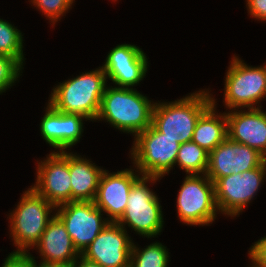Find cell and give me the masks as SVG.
Returning <instances> with one entry per match:
<instances>
[{
  "label": "cell",
  "mask_w": 266,
  "mask_h": 267,
  "mask_svg": "<svg viewBox=\"0 0 266 267\" xmlns=\"http://www.w3.org/2000/svg\"><path fill=\"white\" fill-rule=\"evenodd\" d=\"M107 82L102 66L82 72L54 86L47 103L59 112L80 114L96 122Z\"/></svg>",
  "instance_id": "cell-2"
},
{
  "label": "cell",
  "mask_w": 266,
  "mask_h": 267,
  "mask_svg": "<svg viewBox=\"0 0 266 267\" xmlns=\"http://www.w3.org/2000/svg\"><path fill=\"white\" fill-rule=\"evenodd\" d=\"M38 11L42 12V15L46 17L49 22L52 23V27L55 23L61 20L62 16H66V13L72 9V5L75 0H29Z\"/></svg>",
  "instance_id": "cell-25"
},
{
  "label": "cell",
  "mask_w": 266,
  "mask_h": 267,
  "mask_svg": "<svg viewBox=\"0 0 266 267\" xmlns=\"http://www.w3.org/2000/svg\"><path fill=\"white\" fill-rule=\"evenodd\" d=\"M129 155L141 175L163 178L175 166L180 143L158 132L152 125L134 139Z\"/></svg>",
  "instance_id": "cell-7"
},
{
  "label": "cell",
  "mask_w": 266,
  "mask_h": 267,
  "mask_svg": "<svg viewBox=\"0 0 266 267\" xmlns=\"http://www.w3.org/2000/svg\"><path fill=\"white\" fill-rule=\"evenodd\" d=\"M251 262H252V263H251L250 265H252V266L249 265V267H260V266H258L254 261L251 260Z\"/></svg>",
  "instance_id": "cell-31"
},
{
  "label": "cell",
  "mask_w": 266,
  "mask_h": 267,
  "mask_svg": "<svg viewBox=\"0 0 266 267\" xmlns=\"http://www.w3.org/2000/svg\"><path fill=\"white\" fill-rule=\"evenodd\" d=\"M227 138L256 149L266 158V111L235 109L225 111Z\"/></svg>",
  "instance_id": "cell-17"
},
{
  "label": "cell",
  "mask_w": 266,
  "mask_h": 267,
  "mask_svg": "<svg viewBox=\"0 0 266 267\" xmlns=\"http://www.w3.org/2000/svg\"><path fill=\"white\" fill-rule=\"evenodd\" d=\"M145 247L140 248L133 242L129 267H169L167 246L155 241Z\"/></svg>",
  "instance_id": "cell-22"
},
{
  "label": "cell",
  "mask_w": 266,
  "mask_h": 267,
  "mask_svg": "<svg viewBox=\"0 0 266 267\" xmlns=\"http://www.w3.org/2000/svg\"><path fill=\"white\" fill-rule=\"evenodd\" d=\"M132 168L112 173L105 169L101 175L93 202L110 222H117L124 214L133 183L141 176Z\"/></svg>",
  "instance_id": "cell-15"
},
{
  "label": "cell",
  "mask_w": 266,
  "mask_h": 267,
  "mask_svg": "<svg viewBox=\"0 0 266 267\" xmlns=\"http://www.w3.org/2000/svg\"><path fill=\"white\" fill-rule=\"evenodd\" d=\"M266 179V160L257 168L218 178L214 182L219 213L238 217L257 195Z\"/></svg>",
  "instance_id": "cell-9"
},
{
  "label": "cell",
  "mask_w": 266,
  "mask_h": 267,
  "mask_svg": "<svg viewBox=\"0 0 266 267\" xmlns=\"http://www.w3.org/2000/svg\"><path fill=\"white\" fill-rule=\"evenodd\" d=\"M133 240L117 222H109L81 254L102 267H129Z\"/></svg>",
  "instance_id": "cell-13"
},
{
  "label": "cell",
  "mask_w": 266,
  "mask_h": 267,
  "mask_svg": "<svg viewBox=\"0 0 266 267\" xmlns=\"http://www.w3.org/2000/svg\"><path fill=\"white\" fill-rule=\"evenodd\" d=\"M249 259L260 267H266V236L254 242L248 250Z\"/></svg>",
  "instance_id": "cell-26"
},
{
  "label": "cell",
  "mask_w": 266,
  "mask_h": 267,
  "mask_svg": "<svg viewBox=\"0 0 266 267\" xmlns=\"http://www.w3.org/2000/svg\"><path fill=\"white\" fill-rule=\"evenodd\" d=\"M31 255L32 259H34V267H73V263H46V262H41L38 263L35 260V257L29 252Z\"/></svg>",
  "instance_id": "cell-30"
},
{
  "label": "cell",
  "mask_w": 266,
  "mask_h": 267,
  "mask_svg": "<svg viewBox=\"0 0 266 267\" xmlns=\"http://www.w3.org/2000/svg\"><path fill=\"white\" fill-rule=\"evenodd\" d=\"M210 92L205 88L174 101H156L152 126L180 144L190 142L199 117L212 105Z\"/></svg>",
  "instance_id": "cell-3"
},
{
  "label": "cell",
  "mask_w": 266,
  "mask_h": 267,
  "mask_svg": "<svg viewBox=\"0 0 266 267\" xmlns=\"http://www.w3.org/2000/svg\"><path fill=\"white\" fill-rule=\"evenodd\" d=\"M161 178L141 175L130 190L126 210L117 221L126 231H135L143 238H155L161 234L164 225L162 206L156 193L149 185L156 184ZM149 185H148V184ZM151 183V184H150ZM128 227H127V226Z\"/></svg>",
  "instance_id": "cell-5"
},
{
  "label": "cell",
  "mask_w": 266,
  "mask_h": 267,
  "mask_svg": "<svg viewBox=\"0 0 266 267\" xmlns=\"http://www.w3.org/2000/svg\"><path fill=\"white\" fill-rule=\"evenodd\" d=\"M265 160L256 149L226 138L209 153L206 175L215 182L218 178L257 168Z\"/></svg>",
  "instance_id": "cell-14"
},
{
  "label": "cell",
  "mask_w": 266,
  "mask_h": 267,
  "mask_svg": "<svg viewBox=\"0 0 266 267\" xmlns=\"http://www.w3.org/2000/svg\"><path fill=\"white\" fill-rule=\"evenodd\" d=\"M73 267H102L100 264L90 261L83 257L81 254L73 262Z\"/></svg>",
  "instance_id": "cell-29"
},
{
  "label": "cell",
  "mask_w": 266,
  "mask_h": 267,
  "mask_svg": "<svg viewBox=\"0 0 266 267\" xmlns=\"http://www.w3.org/2000/svg\"><path fill=\"white\" fill-rule=\"evenodd\" d=\"M104 170L90 159L69 151L71 201H94Z\"/></svg>",
  "instance_id": "cell-19"
},
{
  "label": "cell",
  "mask_w": 266,
  "mask_h": 267,
  "mask_svg": "<svg viewBox=\"0 0 266 267\" xmlns=\"http://www.w3.org/2000/svg\"><path fill=\"white\" fill-rule=\"evenodd\" d=\"M36 165V182L30 187L55 207L71 202L69 151H51Z\"/></svg>",
  "instance_id": "cell-11"
},
{
  "label": "cell",
  "mask_w": 266,
  "mask_h": 267,
  "mask_svg": "<svg viewBox=\"0 0 266 267\" xmlns=\"http://www.w3.org/2000/svg\"><path fill=\"white\" fill-rule=\"evenodd\" d=\"M211 97L212 105L199 117L191 140L208 153L227 138L226 114L217 112V99Z\"/></svg>",
  "instance_id": "cell-20"
},
{
  "label": "cell",
  "mask_w": 266,
  "mask_h": 267,
  "mask_svg": "<svg viewBox=\"0 0 266 267\" xmlns=\"http://www.w3.org/2000/svg\"><path fill=\"white\" fill-rule=\"evenodd\" d=\"M248 15L257 21H266V0H246Z\"/></svg>",
  "instance_id": "cell-28"
},
{
  "label": "cell",
  "mask_w": 266,
  "mask_h": 267,
  "mask_svg": "<svg viewBox=\"0 0 266 267\" xmlns=\"http://www.w3.org/2000/svg\"><path fill=\"white\" fill-rule=\"evenodd\" d=\"M148 63L142 48L124 43L109 51L102 67L107 79L116 87L134 88L145 78Z\"/></svg>",
  "instance_id": "cell-12"
},
{
  "label": "cell",
  "mask_w": 266,
  "mask_h": 267,
  "mask_svg": "<svg viewBox=\"0 0 266 267\" xmlns=\"http://www.w3.org/2000/svg\"><path fill=\"white\" fill-rule=\"evenodd\" d=\"M55 215L63 222L77 251H83L110 222L93 201H71L56 207Z\"/></svg>",
  "instance_id": "cell-10"
},
{
  "label": "cell",
  "mask_w": 266,
  "mask_h": 267,
  "mask_svg": "<svg viewBox=\"0 0 266 267\" xmlns=\"http://www.w3.org/2000/svg\"><path fill=\"white\" fill-rule=\"evenodd\" d=\"M1 267H34V259L29 253L11 252L2 263Z\"/></svg>",
  "instance_id": "cell-27"
},
{
  "label": "cell",
  "mask_w": 266,
  "mask_h": 267,
  "mask_svg": "<svg viewBox=\"0 0 266 267\" xmlns=\"http://www.w3.org/2000/svg\"><path fill=\"white\" fill-rule=\"evenodd\" d=\"M55 213L56 207L45 197L40 196L31 187L25 190L16 208L7 217L10 223L9 237L17 247L13 253H29L39 242Z\"/></svg>",
  "instance_id": "cell-4"
},
{
  "label": "cell",
  "mask_w": 266,
  "mask_h": 267,
  "mask_svg": "<svg viewBox=\"0 0 266 267\" xmlns=\"http://www.w3.org/2000/svg\"><path fill=\"white\" fill-rule=\"evenodd\" d=\"M262 66H263V70H264L265 77H266V62Z\"/></svg>",
  "instance_id": "cell-32"
},
{
  "label": "cell",
  "mask_w": 266,
  "mask_h": 267,
  "mask_svg": "<svg viewBox=\"0 0 266 267\" xmlns=\"http://www.w3.org/2000/svg\"><path fill=\"white\" fill-rule=\"evenodd\" d=\"M46 105L45 114L39 125L40 135L49 146L55 148V152L71 151L83 136V121L89 119L80 114L59 112L49 103Z\"/></svg>",
  "instance_id": "cell-16"
},
{
  "label": "cell",
  "mask_w": 266,
  "mask_h": 267,
  "mask_svg": "<svg viewBox=\"0 0 266 267\" xmlns=\"http://www.w3.org/2000/svg\"><path fill=\"white\" fill-rule=\"evenodd\" d=\"M155 102L136 88L106 86L96 121H105L135 138L152 125Z\"/></svg>",
  "instance_id": "cell-1"
},
{
  "label": "cell",
  "mask_w": 266,
  "mask_h": 267,
  "mask_svg": "<svg viewBox=\"0 0 266 267\" xmlns=\"http://www.w3.org/2000/svg\"><path fill=\"white\" fill-rule=\"evenodd\" d=\"M23 35L14 24L0 18V54L18 59L24 65Z\"/></svg>",
  "instance_id": "cell-23"
},
{
  "label": "cell",
  "mask_w": 266,
  "mask_h": 267,
  "mask_svg": "<svg viewBox=\"0 0 266 267\" xmlns=\"http://www.w3.org/2000/svg\"><path fill=\"white\" fill-rule=\"evenodd\" d=\"M224 79V105L230 110L262 108L266 100V77L263 66H250L233 55ZM258 104V105H257Z\"/></svg>",
  "instance_id": "cell-6"
},
{
  "label": "cell",
  "mask_w": 266,
  "mask_h": 267,
  "mask_svg": "<svg viewBox=\"0 0 266 267\" xmlns=\"http://www.w3.org/2000/svg\"><path fill=\"white\" fill-rule=\"evenodd\" d=\"M24 65L8 55L0 54V94L2 95L20 79Z\"/></svg>",
  "instance_id": "cell-24"
},
{
  "label": "cell",
  "mask_w": 266,
  "mask_h": 267,
  "mask_svg": "<svg viewBox=\"0 0 266 267\" xmlns=\"http://www.w3.org/2000/svg\"><path fill=\"white\" fill-rule=\"evenodd\" d=\"M182 182L176 198L178 219L191 226H209L219 214L214 182L206 174L186 175Z\"/></svg>",
  "instance_id": "cell-8"
},
{
  "label": "cell",
  "mask_w": 266,
  "mask_h": 267,
  "mask_svg": "<svg viewBox=\"0 0 266 267\" xmlns=\"http://www.w3.org/2000/svg\"><path fill=\"white\" fill-rule=\"evenodd\" d=\"M209 153L192 141L182 143L177 153L175 162L180 168L190 174H206Z\"/></svg>",
  "instance_id": "cell-21"
},
{
  "label": "cell",
  "mask_w": 266,
  "mask_h": 267,
  "mask_svg": "<svg viewBox=\"0 0 266 267\" xmlns=\"http://www.w3.org/2000/svg\"><path fill=\"white\" fill-rule=\"evenodd\" d=\"M41 262L73 263L80 253L75 248L63 222L55 215L33 247Z\"/></svg>",
  "instance_id": "cell-18"
}]
</instances>
